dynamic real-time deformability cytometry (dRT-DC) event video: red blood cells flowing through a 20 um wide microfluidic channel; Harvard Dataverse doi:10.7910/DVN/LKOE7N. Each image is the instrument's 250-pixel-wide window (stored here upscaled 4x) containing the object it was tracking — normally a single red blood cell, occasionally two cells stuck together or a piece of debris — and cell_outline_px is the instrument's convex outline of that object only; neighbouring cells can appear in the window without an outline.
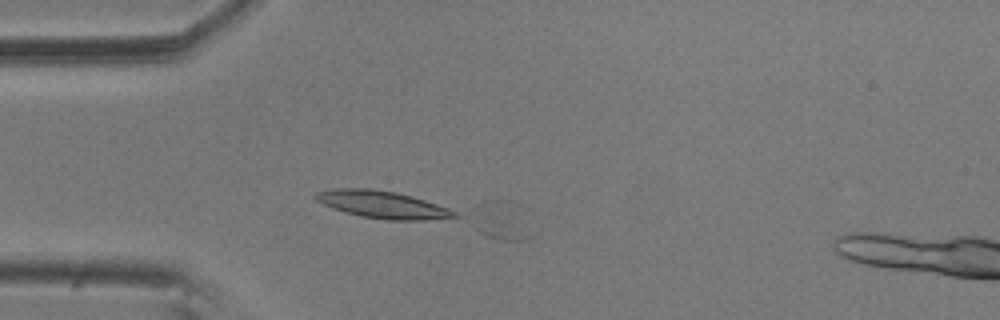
{"species": "common noctule bat (a hibernating species)", "species_latin": "Nyctalus noctula", "temperature_condition": "room temperature", "stored_images_in_passage": 2, "camera_frame_rate_fps": 3000, "um_per_image_px": 0.085, "animal": {"sex": "male", "body_mass_g": 20.5, "forearm_length_mm": 52.5}, "frame": {"image": 1, "passage_image": 2, "time_ms": 0.333, "image_size_px": [1000, 320], "cell_outline_px": [[532, 236], [528, 240], [496, 240], [480, 232], [472, 224], [476, 204], [488, 200], [512, 200], [524, 204], [528, 208]], "centroid_in_image_um": [42.75, 18.7], "position_along_channel_um": 42.2, "area_um2": 14.57}}